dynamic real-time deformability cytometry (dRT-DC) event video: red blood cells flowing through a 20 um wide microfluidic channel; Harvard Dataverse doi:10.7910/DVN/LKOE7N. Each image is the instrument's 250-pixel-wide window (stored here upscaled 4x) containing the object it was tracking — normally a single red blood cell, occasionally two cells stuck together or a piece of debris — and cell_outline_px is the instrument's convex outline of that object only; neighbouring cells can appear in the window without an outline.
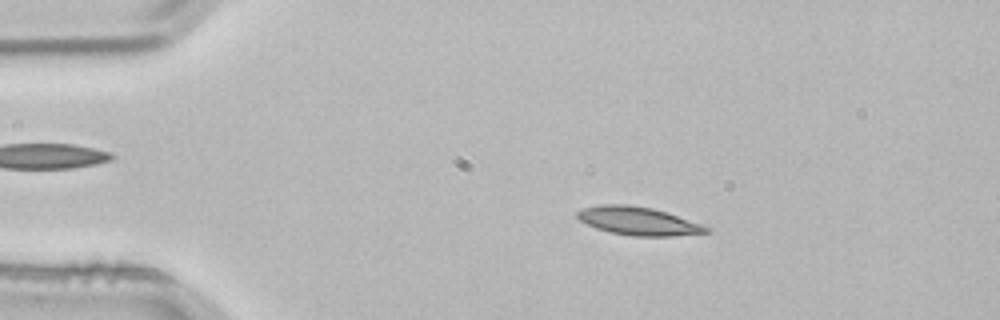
{"species": "common noctule bat (a hibernating species)", "species_latin": "Nyctalus noctula", "temperature_condition": "room temperature", "stored_images_in_passage": 2, "camera_frame_rate_fps": 3000, "um_per_image_px": 0.085, "animal": {"sex": "male", "body_mass_g": 21.5, "forearm_length_mm": 52.0}, "frame": {"image": 1, "passage_image": 1, "time_ms": 0.0, "image_size_px": [1000, 320], "cell_outline_px": [[712, 232], [672, 236], [632, 236], [612, 232], [596, 228], [580, 220], [576, 216], [576, 212], [584, 208], [600, 204], [628, 204], [652, 208], [712, 228]], "centroid_in_image_um": [54.25, 18.79], "position_along_channel_um": 30.8, "area_um2": 20.98}}